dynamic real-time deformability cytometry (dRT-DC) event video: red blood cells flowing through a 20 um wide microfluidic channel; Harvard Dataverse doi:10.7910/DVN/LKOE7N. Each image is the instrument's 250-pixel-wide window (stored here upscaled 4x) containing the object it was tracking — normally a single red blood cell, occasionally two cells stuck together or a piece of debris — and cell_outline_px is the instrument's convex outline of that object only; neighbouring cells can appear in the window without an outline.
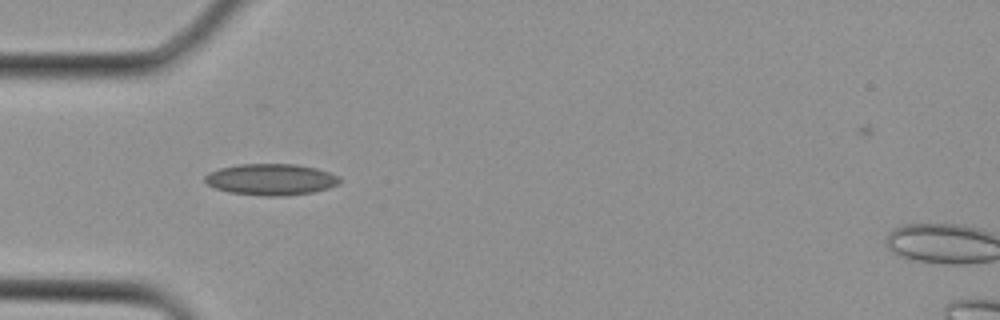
{"species": "Egyptian fruit bat (a non-hibernating species)", "species_latin": "Rousettus aegyptiacus", "temperature_condition": "cold", "stored_images_in_passage": 2, "camera_frame_rate_fps": 3000, "um_per_image_px": 0.085, "animal": {"sex": "female"}, "frame": {"image": 1, "passage_image": 2, "time_ms": 0.333, "image_size_px": [1000, 320], "cell_outline_px": [[340, 184], [328, 188], [312, 192], [280, 196], [264, 196], [228, 192], [216, 188], [208, 184], [204, 180], [204, 176], [208, 172], [220, 168], [240, 164], [296, 164], [316, 168], [328, 172], [336, 176], [340, 180]], "centroid_in_image_um": [23.01, 15.25], "position_along_channel_um": 62.0, "area_um2": 24.51}}